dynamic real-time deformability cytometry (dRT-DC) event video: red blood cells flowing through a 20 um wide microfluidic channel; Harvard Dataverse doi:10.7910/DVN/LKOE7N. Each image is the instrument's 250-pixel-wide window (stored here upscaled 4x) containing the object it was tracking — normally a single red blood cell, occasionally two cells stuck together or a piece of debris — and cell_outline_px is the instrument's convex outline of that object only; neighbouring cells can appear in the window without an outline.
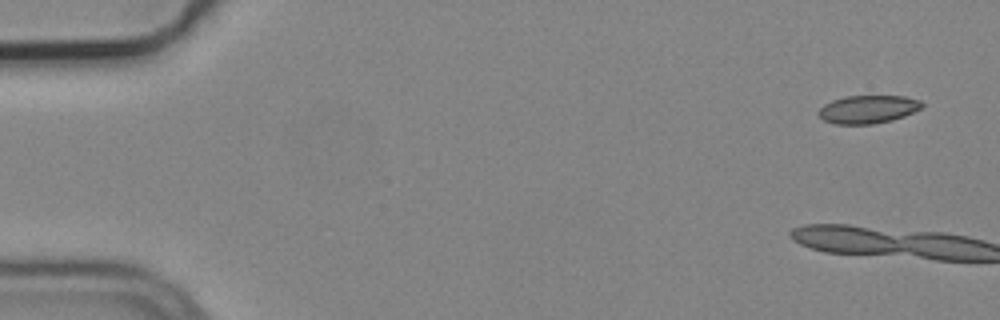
{"species": "common noctule bat (a hibernating species)", "species_latin": "Nyctalus noctula", "temperature_condition": "cold", "stored_images_in_passage": 5, "camera_frame_rate_fps": 3000, "um_per_image_px": 0.085, "animal": {"sex": "male", "body_mass_g": 19.2, "forearm_length_mm": 51.8}, "frame": {"image": 1, "passage_image": 1, "time_ms": 0.0, "image_size_px": [1000, 320], "cell_outline_px": [[924, 104], [920, 108], [904, 116], [892, 120], [872, 124], [836, 124], [824, 120], [816, 112], [824, 104], [832, 100], [844, 96], [904, 96], [920, 100]], "centroid_in_image_um": [73.75, 9.28], "position_along_channel_um": 11.2, "area_um2": 16.88}}